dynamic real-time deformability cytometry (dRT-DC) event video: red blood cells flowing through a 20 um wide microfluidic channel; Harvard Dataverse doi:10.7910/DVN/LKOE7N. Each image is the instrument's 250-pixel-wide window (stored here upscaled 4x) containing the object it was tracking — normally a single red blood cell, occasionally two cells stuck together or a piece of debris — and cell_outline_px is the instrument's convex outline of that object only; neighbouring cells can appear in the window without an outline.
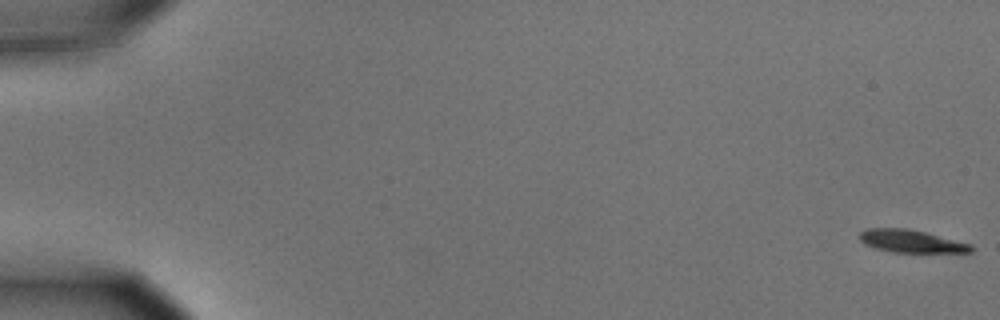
{"species": "common noctule bat (a hibernating species)", "species_latin": "Nyctalus noctula", "temperature_condition": "cold", "stored_images_in_passage": 57, "camera_frame_rate_fps": 3000, "um_per_image_px": 0.085, "animal": {"sex": "male", "body_mass_g": 15.6}, "frame": {"image": 1, "passage_image": 1, "time_ms": 0.0, "image_size_px": [1000, 320], "cell_outline_px": [[972, 252], [892, 252], [876, 248], [864, 244], [856, 236], [864, 228], [908, 228], [972, 244]], "centroid_in_image_um": [77.38, 20.49], "position_along_channel_um": 7.6, "area_um2": 14.74}}
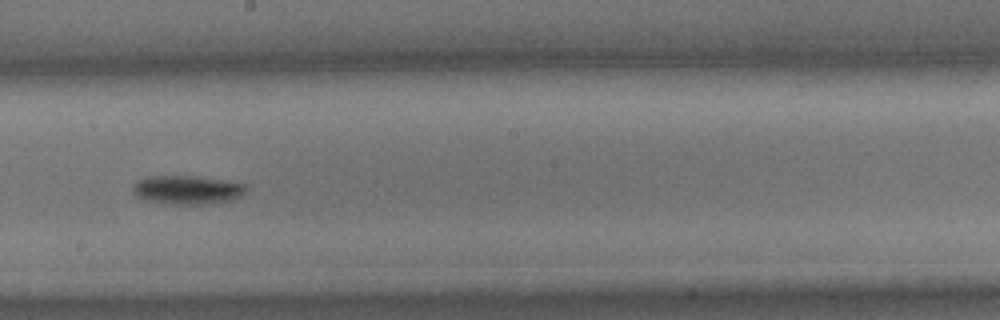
{"frame": {"image": 2, "passage_image": 33, "time_ms": 10.667, "image_size_px": [1000, 320], "cell_outline_px": [[248, 188], [240, 196], [232, 200], [212, 204], [172, 204], [144, 200], [132, 192], [132, 184], [136, 180], [144, 176], [196, 176], [248, 184]], "centroid_in_image_um": [15.89, 16.13], "position_along_channel_um": 232.3, "area_um2": 19.25}}
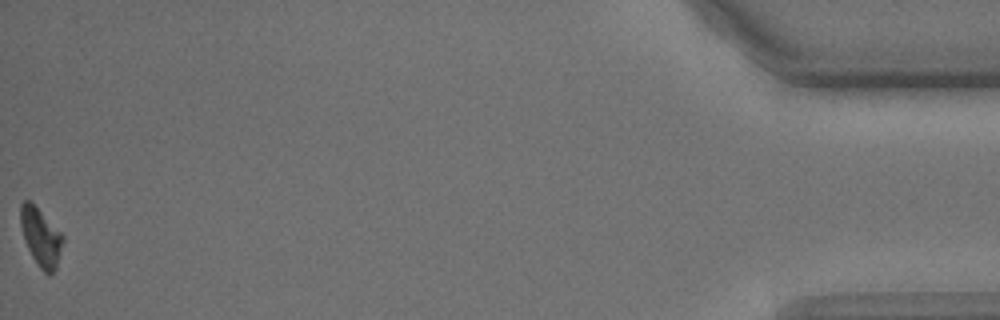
{"frame": {"image": 3, "passage_image": 57, "time_ms": 18.667, "image_size_px": [1000, 320], "cell_outline_px": [[64, 240], [56, 268], [48, 276], [36, 264], [28, 248], [20, 224], [20, 204], [24, 200], [32, 200], [64, 236]], "centroid_in_image_um": [3.47, 20.11], "position_along_channel_um": 431.7, "area_um2": 14.45}, "authors_computed_cell_mechanics": {"area_um2": 16.5886, "velocity_mm_per_s": 3.6081, "shape_relaxation_time_tau1_ms": 1.5062, "shape_relaxation_time_tau2_ms": null, "deformation_change_tau1": 0.1271, "deformation_change_tau2": null}}